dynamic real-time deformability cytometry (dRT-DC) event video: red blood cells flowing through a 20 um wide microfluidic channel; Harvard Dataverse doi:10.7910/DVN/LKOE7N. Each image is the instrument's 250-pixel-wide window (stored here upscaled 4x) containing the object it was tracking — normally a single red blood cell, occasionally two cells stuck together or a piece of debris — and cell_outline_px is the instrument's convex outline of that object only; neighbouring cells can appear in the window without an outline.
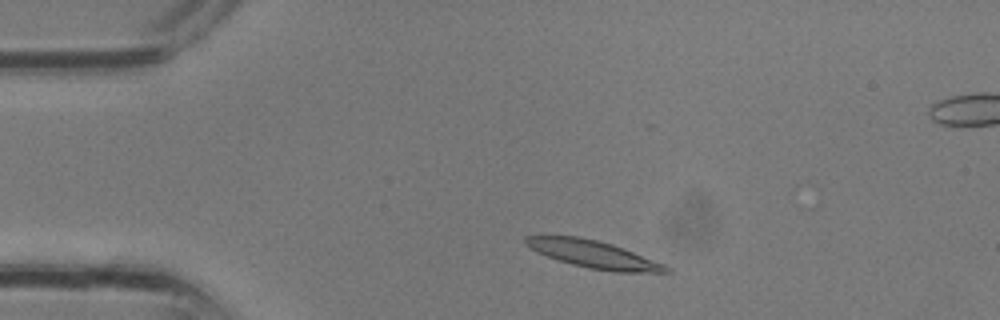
{"species": "common noctule bat (a hibernating species)", "species_latin": "Nyctalus noctula", "temperature_condition": "room temperature", "stored_images_in_passage": 30, "segment_of_instrument_passage": [1, 2], "camera_frame_rate_fps": 3000, "um_per_image_px": 0.085, "animal": {"sex": "male", "body_mass_g": 13.3}, "frame": {"image": 1, "passage_image": 3, "time_ms": 0.667, "image_size_px": [1000, 320], "cell_outline_px": [[672, 272], [612, 272], [588, 268], [556, 260], [536, 252], [528, 248], [524, 244], [524, 236], [580, 236], [612, 244], [664, 264], [672, 268]], "centroid_in_image_um": [50.4, 21.62], "position_along_channel_um": 34.6, "area_um2": 22.54}}
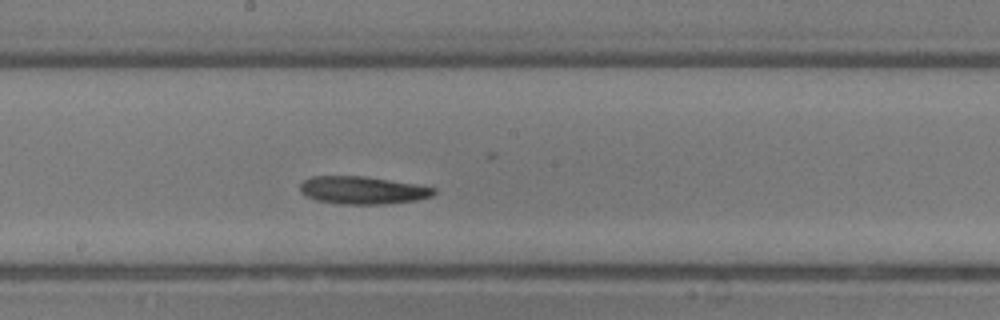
{"frame": {"image": 2, "passage_image": 14, "time_ms": 4.333, "image_size_px": [1000, 320], "cell_outline_px": [[436, 192], [432, 196], [416, 200], [384, 204], [340, 204], [316, 200], [300, 192], [300, 184], [304, 180], [312, 176], [364, 176], [416, 184], [436, 188]], "centroid_in_image_um": [30.82, 16.17], "position_along_channel_um": 217.4, "area_um2": 21.56}}
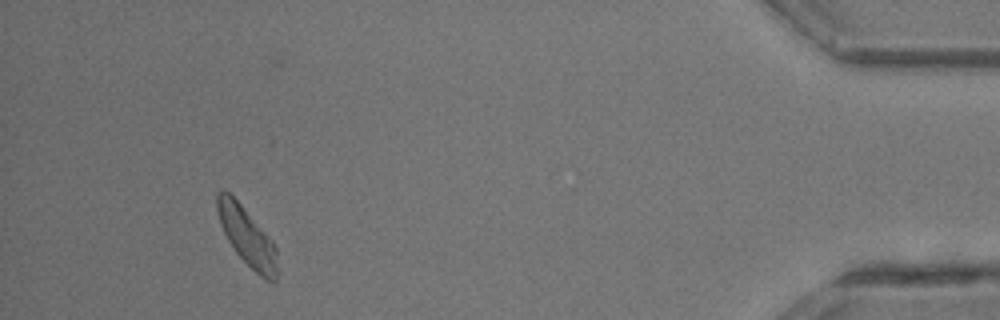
{"frame": {"image": 3, "passage_image": 27, "time_ms": 8.667, "image_size_px": [1000, 320], "cell_outline_px": [[280, 272], [276, 280], [264, 280], [236, 252], [228, 240], [220, 224], [216, 208], [216, 192], [224, 188], [240, 204], [272, 240], [276, 248]], "centroid_in_image_um": [21.02, 20.12], "position_along_channel_um": 414.2, "area_um2": 20.4}}